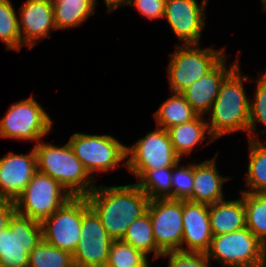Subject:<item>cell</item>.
I'll return each instance as SVG.
<instances>
[{
  "label": "cell",
  "mask_w": 266,
  "mask_h": 267,
  "mask_svg": "<svg viewBox=\"0 0 266 267\" xmlns=\"http://www.w3.org/2000/svg\"><path fill=\"white\" fill-rule=\"evenodd\" d=\"M18 14L10 0H0V40L5 49L20 52L22 47Z\"/></svg>",
  "instance_id": "obj_28"
},
{
  "label": "cell",
  "mask_w": 266,
  "mask_h": 267,
  "mask_svg": "<svg viewBox=\"0 0 266 267\" xmlns=\"http://www.w3.org/2000/svg\"><path fill=\"white\" fill-rule=\"evenodd\" d=\"M249 163L246 186L249 190L240 192L266 193V145L257 139H248Z\"/></svg>",
  "instance_id": "obj_25"
},
{
  "label": "cell",
  "mask_w": 266,
  "mask_h": 267,
  "mask_svg": "<svg viewBox=\"0 0 266 267\" xmlns=\"http://www.w3.org/2000/svg\"><path fill=\"white\" fill-rule=\"evenodd\" d=\"M246 227L266 245V193L243 192Z\"/></svg>",
  "instance_id": "obj_26"
},
{
  "label": "cell",
  "mask_w": 266,
  "mask_h": 267,
  "mask_svg": "<svg viewBox=\"0 0 266 267\" xmlns=\"http://www.w3.org/2000/svg\"><path fill=\"white\" fill-rule=\"evenodd\" d=\"M128 5L150 21L164 18L165 0H130Z\"/></svg>",
  "instance_id": "obj_34"
},
{
  "label": "cell",
  "mask_w": 266,
  "mask_h": 267,
  "mask_svg": "<svg viewBox=\"0 0 266 267\" xmlns=\"http://www.w3.org/2000/svg\"><path fill=\"white\" fill-rule=\"evenodd\" d=\"M240 64L221 83L219 93L208 112V129L213 139L237 131L248 133L249 102L244 81L254 82L240 73Z\"/></svg>",
  "instance_id": "obj_2"
},
{
  "label": "cell",
  "mask_w": 266,
  "mask_h": 267,
  "mask_svg": "<svg viewBox=\"0 0 266 267\" xmlns=\"http://www.w3.org/2000/svg\"><path fill=\"white\" fill-rule=\"evenodd\" d=\"M90 207L85 196H73L41 222L43 240L71 254L79 240L83 213Z\"/></svg>",
  "instance_id": "obj_11"
},
{
  "label": "cell",
  "mask_w": 266,
  "mask_h": 267,
  "mask_svg": "<svg viewBox=\"0 0 266 267\" xmlns=\"http://www.w3.org/2000/svg\"><path fill=\"white\" fill-rule=\"evenodd\" d=\"M180 163L178 161L172 167L171 199L192 201L194 163H188L186 166Z\"/></svg>",
  "instance_id": "obj_32"
},
{
  "label": "cell",
  "mask_w": 266,
  "mask_h": 267,
  "mask_svg": "<svg viewBox=\"0 0 266 267\" xmlns=\"http://www.w3.org/2000/svg\"><path fill=\"white\" fill-rule=\"evenodd\" d=\"M155 244L163 252L180 251L183 235V200H149Z\"/></svg>",
  "instance_id": "obj_12"
},
{
  "label": "cell",
  "mask_w": 266,
  "mask_h": 267,
  "mask_svg": "<svg viewBox=\"0 0 266 267\" xmlns=\"http://www.w3.org/2000/svg\"><path fill=\"white\" fill-rule=\"evenodd\" d=\"M197 115L183 94L173 92H171V96L154 113L157 122L156 127L165 130L193 120Z\"/></svg>",
  "instance_id": "obj_23"
},
{
  "label": "cell",
  "mask_w": 266,
  "mask_h": 267,
  "mask_svg": "<svg viewBox=\"0 0 266 267\" xmlns=\"http://www.w3.org/2000/svg\"><path fill=\"white\" fill-rule=\"evenodd\" d=\"M161 257H169L168 267H210L206 253L169 251Z\"/></svg>",
  "instance_id": "obj_33"
},
{
  "label": "cell",
  "mask_w": 266,
  "mask_h": 267,
  "mask_svg": "<svg viewBox=\"0 0 266 267\" xmlns=\"http://www.w3.org/2000/svg\"><path fill=\"white\" fill-rule=\"evenodd\" d=\"M264 10L266 11V0H260Z\"/></svg>",
  "instance_id": "obj_38"
},
{
  "label": "cell",
  "mask_w": 266,
  "mask_h": 267,
  "mask_svg": "<svg viewBox=\"0 0 266 267\" xmlns=\"http://www.w3.org/2000/svg\"><path fill=\"white\" fill-rule=\"evenodd\" d=\"M73 263V255L44 241L29 253L28 267H69Z\"/></svg>",
  "instance_id": "obj_29"
},
{
  "label": "cell",
  "mask_w": 266,
  "mask_h": 267,
  "mask_svg": "<svg viewBox=\"0 0 266 267\" xmlns=\"http://www.w3.org/2000/svg\"><path fill=\"white\" fill-rule=\"evenodd\" d=\"M57 30L79 27L96 13L97 0H50Z\"/></svg>",
  "instance_id": "obj_22"
},
{
  "label": "cell",
  "mask_w": 266,
  "mask_h": 267,
  "mask_svg": "<svg viewBox=\"0 0 266 267\" xmlns=\"http://www.w3.org/2000/svg\"><path fill=\"white\" fill-rule=\"evenodd\" d=\"M15 213L14 201L0 198V231L9 227V222Z\"/></svg>",
  "instance_id": "obj_35"
},
{
  "label": "cell",
  "mask_w": 266,
  "mask_h": 267,
  "mask_svg": "<svg viewBox=\"0 0 266 267\" xmlns=\"http://www.w3.org/2000/svg\"><path fill=\"white\" fill-rule=\"evenodd\" d=\"M183 235L180 251L206 253L213 237L209 205L183 200Z\"/></svg>",
  "instance_id": "obj_17"
},
{
  "label": "cell",
  "mask_w": 266,
  "mask_h": 267,
  "mask_svg": "<svg viewBox=\"0 0 266 267\" xmlns=\"http://www.w3.org/2000/svg\"><path fill=\"white\" fill-rule=\"evenodd\" d=\"M206 255L225 267H261L266 264V245L245 227L213 236Z\"/></svg>",
  "instance_id": "obj_5"
},
{
  "label": "cell",
  "mask_w": 266,
  "mask_h": 267,
  "mask_svg": "<svg viewBox=\"0 0 266 267\" xmlns=\"http://www.w3.org/2000/svg\"><path fill=\"white\" fill-rule=\"evenodd\" d=\"M135 183L149 200L171 199L172 167L148 170Z\"/></svg>",
  "instance_id": "obj_27"
},
{
  "label": "cell",
  "mask_w": 266,
  "mask_h": 267,
  "mask_svg": "<svg viewBox=\"0 0 266 267\" xmlns=\"http://www.w3.org/2000/svg\"><path fill=\"white\" fill-rule=\"evenodd\" d=\"M34 146L37 171L57 180L72 196H86L96 186L93 178L70 145L54 146L39 140Z\"/></svg>",
  "instance_id": "obj_3"
},
{
  "label": "cell",
  "mask_w": 266,
  "mask_h": 267,
  "mask_svg": "<svg viewBox=\"0 0 266 267\" xmlns=\"http://www.w3.org/2000/svg\"><path fill=\"white\" fill-rule=\"evenodd\" d=\"M126 170L139 180L148 170L173 167L181 158L173 149L168 131L157 127L131 147H126ZM129 156V158H128Z\"/></svg>",
  "instance_id": "obj_9"
},
{
  "label": "cell",
  "mask_w": 266,
  "mask_h": 267,
  "mask_svg": "<svg viewBox=\"0 0 266 267\" xmlns=\"http://www.w3.org/2000/svg\"><path fill=\"white\" fill-rule=\"evenodd\" d=\"M201 1L198 4L197 0H165L164 18L183 45H200L208 0Z\"/></svg>",
  "instance_id": "obj_14"
},
{
  "label": "cell",
  "mask_w": 266,
  "mask_h": 267,
  "mask_svg": "<svg viewBox=\"0 0 266 267\" xmlns=\"http://www.w3.org/2000/svg\"><path fill=\"white\" fill-rule=\"evenodd\" d=\"M222 200L209 205L210 226L213 236L227 234L246 227V212L243 200Z\"/></svg>",
  "instance_id": "obj_20"
},
{
  "label": "cell",
  "mask_w": 266,
  "mask_h": 267,
  "mask_svg": "<svg viewBox=\"0 0 266 267\" xmlns=\"http://www.w3.org/2000/svg\"><path fill=\"white\" fill-rule=\"evenodd\" d=\"M258 75L254 98H252L253 100L250 99L249 102L248 139L251 140L256 139L257 135L260 134L256 130V122L266 126V72Z\"/></svg>",
  "instance_id": "obj_31"
},
{
  "label": "cell",
  "mask_w": 266,
  "mask_h": 267,
  "mask_svg": "<svg viewBox=\"0 0 266 267\" xmlns=\"http://www.w3.org/2000/svg\"><path fill=\"white\" fill-rule=\"evenodd\" d=\"M203 117L202 115H197L193 120L167 130L173 149L181 159L184 155L189 157V154L199 143L207 140L208 143L206 142V144L208 145L215 141L209 132L206 117ZM207 134L209 136L208 139L206 137Z\"/></svg>",
  "instance_id": "obj_21"
},
{
  "label": "cell",
  "mask_w": 266,
  "mask_h": 267,
  "mask_svg": "<svg viewBox=\"0 0 266 267\" xmlns=\"http://www.w3.org/2000/svg\"><path fill=\"white\" fill-rule=\"evenodd\" d=\"M68 144L93 178L97 179L95 174L99 172L105 173L115 170L120 165H127L126 161L120 164L127 160V146L113 136L75 133L70 137Z\"/></svg>",
  "instance_id": "obj_6"
},
{
  "label": "cell",
  "mask_w": 266,
  "mask_h": 267,
  "mask_svg": "<svg viewBox=\"0 0 266 267\" xmlns=\"http://www.w3.org/2000/svg\"><path fill=\"white\" fill-rule=\"evenodd\" d=\"M113 240H122L128 227L147 211L148 196L135 183L97 185L85 196Z\"/></svg>",
  "instance_id": "obj_1"
},
{
  "label": "cell",
  "mask_w": 266,
  "mask_h": 267,
  "mask_svg": "<svg viewBox=\"0 0 266 267\" xmlns=\"http://www.w3.org/2000/svg\"><path fill=\"white\" fill-rule=\"evenodd\" d=\"M148 256L122 240H114L105 267H150Z\"/></svg>",
  "instance_id": "obj_30"
},
{
  "label": "cell",
  "mask_w": 266,
  "mask_h": 267,
  "mask_svg": "<svg viewBox=\"0 0 266 267\" xmlns=\"http://www.w3.org/2000/svg\"><path fill=\"white\" fill-rule=\"evenodd\" d=\"M37 172V156L10 151L0 158V198L15 201Z\"/></svg>",
  "instance_id": "obj_15"
},
{
  "label": "cell",
  "mask_w": 266,
  "mask_h": 267,
  "mask_svg": "<svg viewBox=\"0 0 266 267\" xmlns=\"http://www.w3.org/2000/svg\"><path fill=\"white\" fill-rule=\"evenodd\" d=\"M53 121L33 96L10 105L0 120V137L37 143L51 132Z\"/></svg>",
  "instance_id": "obj_8"
},
{
  "label": "cell",
  "mask_w": 266,
  "mask_h": 267,
  "mask_svg": "<svg viewBox=\"0 0 266 267\" xmlns=\"http://www.w3.org/2000/svg\"><path fill=\"white\" fill-rule=\"evenodd\" d=\"M113 241L99 216L89 207L83 213L80 240L72 254L73 262L85 267H105Z\"/></svg>",
  "instance_id": "obj_13"
},
{
  "label": "cell",
  "mask_w": 266,
  "mask_h": 267,
  "mask_svg": "<svg viewBox=\"0 0 266 267\" xmlns=\"http://www.w3.org/2000/svg\"><path fill=\"white\" fill-rule=\"evenodd\" d=\"M122 241L142 251L148 257L154 253L152 257L154 260H158L163 255V252L155 244L152 221L148 211L128 227Z\"/></svg>",
  "instance_id": "obj_24"
},
{
  "label": "cell",
  "mask_w": 266,
  "mask_h": 267,
  "mask_svg": "<svg viewBox=\"0 0 266 267\" xmlns=\"http://www.w3.org/2000/svg\"><path fill=\"white\" fill-rule=\"evenodd\" d=\"M69 267H85V266H82L80 264H77V263H72Z\"/></svg>",
  "instance_id": "obj_37"
},
{
  "label": "cell",
  "mask_w": 266,
  "mask_h": 267,
  "mask_svg": "<svg viewBox=\"0 0 266 267\" xmlns=\"http://www.w3.org/2000/svg\"><path fill=\"white\" fill-rule=\"evenodd\" d=\"M106 6L107 12L110 14L112 11L118 8L128 6L130 0H103Z\"/></svg>",
  "instance_id": "obj_36"
},
{
  "label": "cell",
  "mask_w": 266,
  "mask_h": 267,
  "mask_svg": "<svg viewBox=\"0 0 266 267\" xmlns=\"http://www.w3.org/2000/svg\"><path fill=\"white\" fill-rule=\"evenodd\" d=\"M227 56H224L208 73L192 83L183 95L198 114L205 116L211 109L219 93L221 83L240 64L236 59L232 64L226 63ZM205 114V115H204Z\"/></svg>",
  "instance_id": "obj_18"
},
{
  "label": "cell",
  "mask_w": 266,
  "mask_h": 267,
  "mask_svg": "<svg viewBox=\"0 0 266 267\" xmlns=\"http://www.w3.org/2000/svg\"><path fill=\"white\" fill-rule=\"evenodd\" d=\"M218 154H215L212 159L194 163L192 202L212 205L225 199L223 184L232 177L220 175L216 165Z\"/></svg>",
  "instance_id": "obj_19"
},
{
  "label": "cell",
  "mask_w": 266,
  "mask_h": 267,
  "mask_svg": "<svg viewBox=\"0 0 266 267\" xmlns=\"http://www.w3.org/2000/svg\"><path fill=\"white\" fill-rule=\"evenodd\" d=\"M71 197V193L57 180L37 171L14 204L18 214L42 222Z\"/></svg>",
  "instance_id": "obj_7"
},
{
  "label": "cell",
  "mask_w": 266,
  "mask_h": 267,
  "mask_svg": "<svg viewBox=\"0 0 266 267\" xmlns=\"http://www.w3.org/2000/svg\"><path fill=\"white\" fill-rule=\"evenodd\" d=\"M42 239L41 222L16 212L0 231V267H28L29 253Z\"/></svg>",
  "instance_id": "obj_10"
},
{
  "label": "cell",
  "mask_w": 266,
  "mask_h": 267,
  "mask_svg": "<svg viewBox=\"0 0 266 267\" xmlns=\"http://www.w3.org/2000/svg\"><path fill=\"white\" fill-rule=\"evenodd\" d=\"M18 13L21 42L28 49H32L44 38H51L50 31L57 30L50 0H26L19 7Z\"/></svg>",
  "instance_id": "obj_16"
},
{
  "label": "cell",
  "mask_w": 266,
  "mask_h": 267,
  "mask_svg": "<svg viewBox=\"0 0 266 267\" xmlns=\"http://www.w3.org/2000/svg\"><path fill=\"white\" fill-rule=\"evenodd\" d=\"M167 66L170 92L183 94L208 73L225 55V47L201 48L199 44L176 45Z\"/></svg>",
  "instance_id": "obj_4"
}]
</instances>
